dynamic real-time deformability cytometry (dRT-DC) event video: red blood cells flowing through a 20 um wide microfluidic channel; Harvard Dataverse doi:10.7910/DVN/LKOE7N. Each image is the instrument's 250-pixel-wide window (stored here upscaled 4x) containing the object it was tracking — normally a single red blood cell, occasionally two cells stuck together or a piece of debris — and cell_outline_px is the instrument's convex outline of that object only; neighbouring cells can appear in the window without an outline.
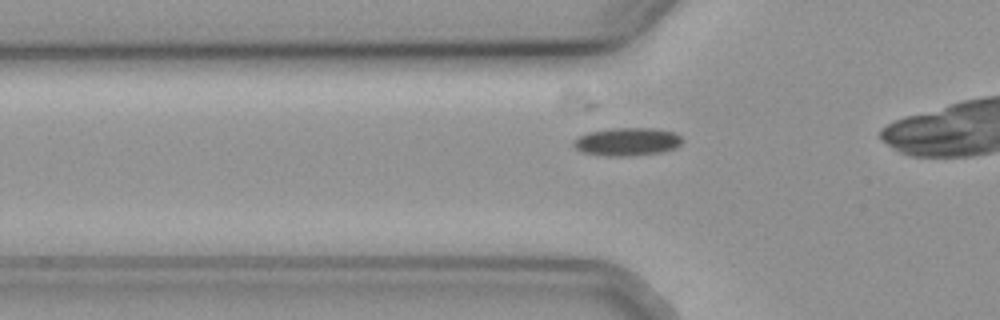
{"species": "common noctule bat (a hibernating species)", "species_latin": "Nyctalus noctula", "temperature_condition": "cold", "stored_images_in_passage": 11, "camera_frame_rate_fps": 3000, "um_per_image_px": 0.085, "animal": {"sex": "female", "body_mass_g": 19.3, "forearm_length_mm": 54.1}, "frame": {"image": 1, "passage_image": 5, "time_ms": 1.333, "image_size_px": [1000, 320], "cell_outline_px": [[680, 144], [672, 148], [660, 152], [628, 156], [608, 156], [584, 152], [576, 148], [572, 144], [572, 140], [588, 132], [612, 128], [656, 128], [676, 132], [680, 136]], "centroid_in_image_um": [53.28, 12.03], "position_along_channel_um": 72.5, "area_um2": 17.57}}